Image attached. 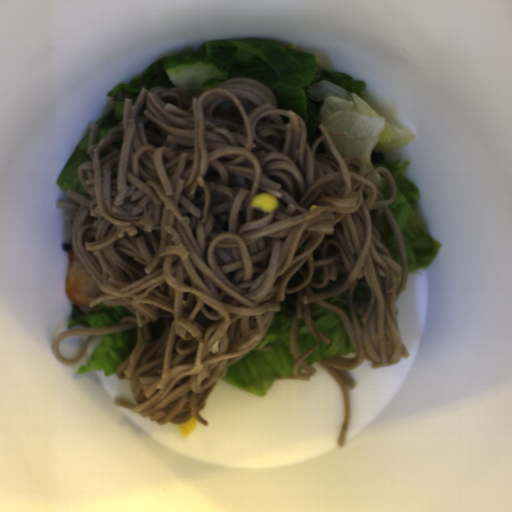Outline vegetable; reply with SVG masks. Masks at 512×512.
Returning <instances> with one entry per match:
<instances>
[{"instance_id":"obj_2","label":"vegetable","mask_w":512,"mask_h":512,"mask_svg":"<svg viewBox=\"0 0 512 512\" xmlns=\"http://www.w3.org/2000/svg\"><path fill=\"white\" fill-rule=\"evenodd\" d=\"M260 340L257 349L227 366L220 379L232 387L258 397H265L277 377L293 376L296 360L291 352L290 334L297 306V292L286 294Z\"/></svg>"},{"instance_id":"obj_9","label":"vegetable","mask_w":512,"mask_h":512,"mask_svg":"<svg viewBox=\"0 0 512 512\" xmlns=\"http://www.w3.org/2000/svg\"><path fill=\"white\" fill-rule=\"evenodd\" d=\"M316 341L309 330L304 318L299 319L298 328L296 332V346L299 352L303 355L307 353L314 345Z\"/></svg>"},{"instance_id":"obj_11","label":"vegetable","mask_w":512,"mask_h":512,"mask_svg":"<svg viewBox=\"0 0 512 512\" xmlns=\"http://www.w3.org/2000/svg\"><path fill=\"white\" fill-rule=\"evenodd\" d=\"M371 182L375 184L377 189L380 191L383 199L389 197L391 193L390 184L385 174L379 172L370 178Z\"/></svg>"},{"instance_id":"obj_13","label":"vegetable","mask_w":512,"mask_h":512,"mask_svg":"<svg viewBox=\"0 0 512 512\" xmlns=\"http://www.w3.org/2000/svg\"><path fill=\"white\" fill-rule=\"evenodd\" d=\"M354 294H355L356 300L365 301V300H369L371 292H370V289L362 286V287H357Z\"/></svg>"},{"instance_id":"obj_7","label":"vegetable","mask_w":512,"mask_h":512,"mask_svg":"<svg viewBox=\"0 0 512 512\" xmlns=\"http://www.w3.org/2000/svg\"><path fill=\"white\" fill-rule=\"evenodd\" d=\"M89 138L90 130L73 151L55 182L66 193L68 190H71L85 199L90 195L78 176V168L84 163H91L93 161L88 154Z\"/></svg>"},{"instance_id":"obj_6","label":"vegetable","mask_w":512,"mask_h":512,"mask_svg":"<svg viewBox=\"0 0 512 512\" xmlns=\"http://www.w3.org/2000/svg\"><path fill=\"white\" fill-rule=\"evenodd\" d=\"M130 310L124 306H107L98 303L93 307L85 308L72 302V312L67 328L73 329L77 326L83 328H101L118 325Z\"/></svg>"},{"instance_id":"obj_3","label":"vegetable","mask_w":512,"mask_h":512,"mask_svg":"<svg viewBox=\"0 0 512 512\" xmlns=\"http://www.w3.org/2000/svg\"><path fill=\"white\" fill-rule=\"evenodd\" d=\"M165 56L151 64L144 72L133 77L126 83H121L107 92V97L113 99L111 109L95 124L100 125L97 142H101L111 132L123 126L125 99H131V105H135L142 89L153 88L174 89L165 66Z\"/></svg>"},{"instance_id":"obj_4","label":"vegetable","mask_w":512,"mask_h":512,"mask_svg":"<svg viewBox=\"0 0 512 512\" xmlns=\"http://www.w3.org/2000/svg\"><path fill=\"white\" fill-rule=\"evenodd\" d=\"M309 308L316 328L330 342L326 343L318 338V347L305 358L308 365L320 363L327 357L349 355L354 348L339 314L318 303H309Z\"/></svg>"},{"instance_id":"obj_12","label":"vegetable","mask_w":512,"mask_h":512,"mask_svg":"<svg viewBox=\"0 0 512 512\" xmlns=\"http://www.w3.org/2000/svg\"><path fill=\"white\" fill-rule=\"evenodd\" d=\"M166 326V322L164 318H159L154 323H148V330L150 332V335L152 339H158L159 336L162 334Z\"/></svg>"},{"instance_id":"obj_8","label":"vegetable","mask_w":512,"mask_h":512,"mask_svg":"<svg viewBox=\"0 0 512 512\" xmlns=\"http://www.w3.org/2000/svg\"><path fill=\"white\" fill-rule=\"evenodd\" d=\"M372 221L379 230L381 242L387 248L391 259L400 266L403 265L399 245L385 214L377 219L372 218Z\"/></svg>"},{"instance_id":"obj_1","label":"vegetable","mask_w":512,"mask_h":512,"mask_svg":"<svg viewBox=\"0 0 512 512\" xmlns=\"http://www.w3.org/2000/svg\"><path fill=\"white\" fill-rule=\"evenodd\" d=\"M197 53L208 56L229 77L255 79L274 92L279 109L293 111L306 125V143L313 147L326 130L344 131L331 136L342 157L355 156L365 165V175L387 168L395 183L396 199L389 206L401 233L407 255V273L427 270L442 243L437 242L418 218L420 191L405 175L410 162L386 161L382 152L412 142L411 131L400 130L364 100L367 83L339 71L322 68L314 54L298 51L269 39L208 40Z\"/></svg>"},{"instance_id":"obj_10","label":"vegetable","mask_w":512,"mask_h":512,"mask_svg":"<svg viewBox=\"0 0 512 512\" xmlns=\"http://www.w3.org/2000/svg\"><path fill=\"white\" fill-rule=\"evenodd\" d=\"M349 290H350V287L332 297L325 299L324 302L336 305L339 308H341L342 310H344L346 312L350 322H353Z\"/></svg>"},{"instance_id":"obj_5","label":"vegetable","mask_w":512,"mask_h":512,"mask_svg":"<svg viewBox=\"0 0 512 512\" xmlns=\"http://www.w3.org/2000/svg\"><path fill=\"white\" fill-rule=\"evenodd\" d=\"M138 334V325L130 329L102 335L101 341L92 350L90 360L81 365L77 374L102 370L105 377L117 374L118 367L133 351Z\"/></svg>"}]
</instances>
